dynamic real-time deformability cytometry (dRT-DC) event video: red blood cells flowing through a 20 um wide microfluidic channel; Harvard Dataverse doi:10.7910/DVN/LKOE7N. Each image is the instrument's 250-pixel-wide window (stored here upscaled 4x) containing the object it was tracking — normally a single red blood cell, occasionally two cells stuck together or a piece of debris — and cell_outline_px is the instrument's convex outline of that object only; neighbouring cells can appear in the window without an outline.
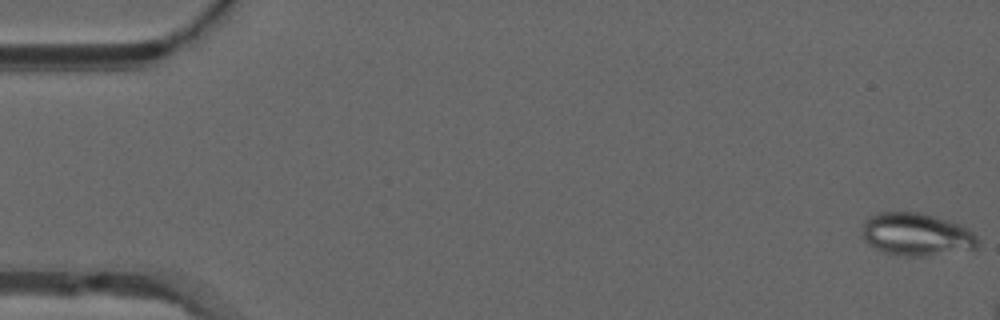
{"species": "common noctule bat (a hibernating species)", "species_latin": "Nyctalus noctula", "temperature_condition": "warm", "stored_images_in_passage": 12, "camera_frame_rate_fps": 3000, "um_per_image_px": 0.085, "animal": {"sex": "male", "forearm_length_mm": 52.5}, "frame": {"image": 1, "passage_image": 1, "time_ms": 0.0, "image_size_px": [1000, 320], "cell_outline_px": [[980, 244], [976, 248], [924, 256], [904, 256], [884, 252], [868, 244], [860, 236], [860, 232], [864, 220], [868, 216], [876, 212], [920, 212], [948, 220], [960, 224], [968, 228], [976, 236]], "centroid_in_image_um": [77.84, 19.9], "position_along_channel_um": 7.2, "area_um2": 29.07}}